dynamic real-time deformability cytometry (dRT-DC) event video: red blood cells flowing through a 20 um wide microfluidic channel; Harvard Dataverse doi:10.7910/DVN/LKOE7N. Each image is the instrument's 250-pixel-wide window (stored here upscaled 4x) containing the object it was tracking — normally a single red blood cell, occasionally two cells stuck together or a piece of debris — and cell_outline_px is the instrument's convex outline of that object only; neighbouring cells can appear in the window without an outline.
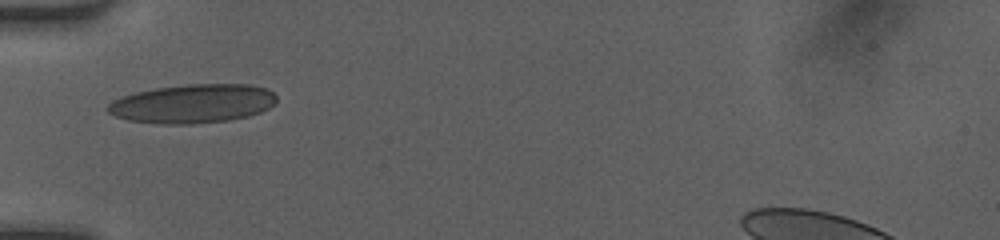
{"species": "human", "species_latin": "Homo sapiens", "temperature_condition": "room temperature", "stored_images_in_passage": 33, "camera_frame_rate_fps": 3000, "um_per_image_px": 0.085, "donor": {"sex": "female"}, "frame": {"image": 1, "passage_image": 1, "time_ms": 0.0, "image_size_px": [1000, 240], "cell_outline_px": [[276, 104], [260, 112], [248, 116], [228, 120], [192, 124], [160, 124], [128, 120], [116, 116], [108, 112], [104, 108], [112, 100], [120, 96], [136, 92], [156, 88], [188, 84], [252, 84], [268, 88], [276, 96]], "centroid_in_image_um": [16.38, 8.8], "position_along_channel_um": 68.6, "area_um2": 38.49}}
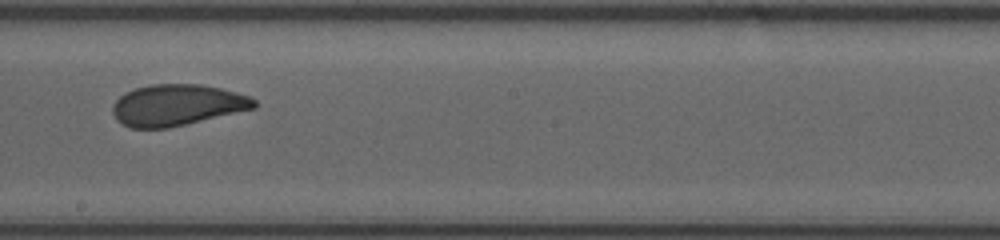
{"frame": {"image": 2, "passage_image": 13, "time_ms": 4.0, "image_size_px": [1000, 240], "cell_outline_px": [[256, 108], [168, 128], [132, 128], [120, 124], [116, 120], [112, 112], [112, 108], [116, 100], [124, 92], [136, 88], [152, 84], [200, 84], [220, 88], [236, 92], [248, 96], [256, 100]], "centroid_in_image_um": [15.02, 8.93], "position_along_channel_um": 233.2, "area_um2": 34.04}}
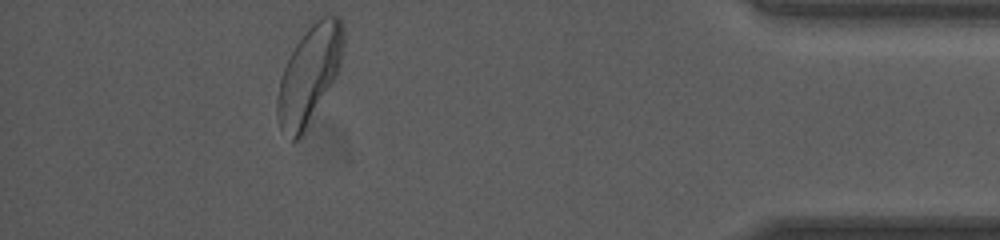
{"frame": {"image": 3, "passage_image": 29, "time_ms": 9.333, "image_size_px": [1000, 240], "cell_outline_px": [[344, 44], [340, 64], [332, 80], [300, 136], [296, 140], [292, 140], [280, 128], [276, 116], [276, 96], [280, 80], [284, 68], [296, 44], [308, 28], [316, 20], [324, 16], [340, 16], [344, 24]], "centroid_in_image_um": [26.27, 6.29], "position_along_channel_um": 408.9, "area_um2": 36.36}, "authors_computed_cell_mechanics": {"area_um2": 35.3736, "velocity_mm_per_s": 4.1333, "shape_relaxation_time_tau1_ms": 3.7083, "shape_relaxation_time_tau2_ms": 0.999, "deformation_change_tau1": 0.1183, "deformation_change_tau2": 0.0644}}